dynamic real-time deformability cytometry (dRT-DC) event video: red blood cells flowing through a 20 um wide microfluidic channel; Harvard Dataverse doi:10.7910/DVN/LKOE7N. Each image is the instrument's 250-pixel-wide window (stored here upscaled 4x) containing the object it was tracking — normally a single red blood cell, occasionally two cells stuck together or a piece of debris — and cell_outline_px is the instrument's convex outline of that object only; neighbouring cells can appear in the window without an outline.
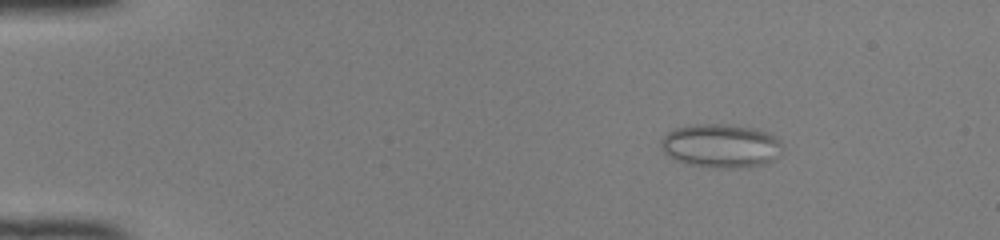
{"species": "common noctule bat (a hibernating species)", "species_latin": "Nyctalus noctula", "temperature_condition": "room temperature", "stored_images_in_passage": 50, "camera_frame_rate_fps": 3000, "um_per_image_px": 0.085, "animal": {"sex": "female", "body_mass_g": 22.0, "forearm_length_mm": 56.7}, "frame": {"image": 1, "passage_image": 8, "time_ms": 2.333, "image_size_px": [1000, 240], "cell_outline_px": [[780, 156], [764, 164], [736, 168], [716, 168], [688, 164], [676, 160], [668, 156], [664, 152], [660, 144], [660, 140], [668, 132], [676, 128], [696, 124], [724, 124], [760, 128], [776, 136], [780, 140]], "centroid_in_image_um": [61.29, 12.39], "position_along_channel_um": 23.7, "area_um2": 31.15}}
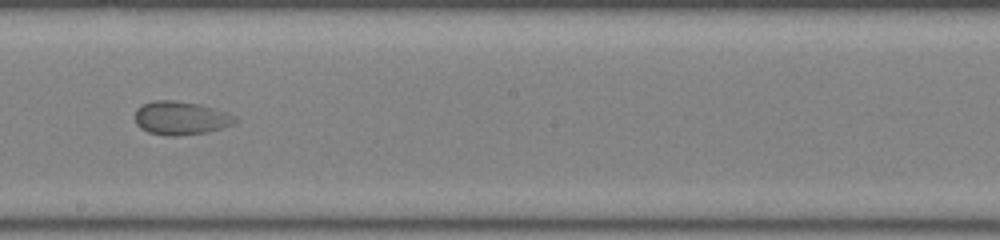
{"frame": {"image": 2, "passage_image": 30, "time_ms": 9.667, "image_size_px": [1000, 240], "cell_outline_px": [[240, 120], [236, 124], [208, 132], [176, 136], [168, 136], [148, 132], [140, 128], [136, 124], [136, 108], [144, 104], [156, 100], [172, 100], [200, 104], [228, 112], [236, 116]], "centroid_in_image_um": [15.43, 10.04], "position_along_channel_um": 232.8, "area_um2": 19.77}}
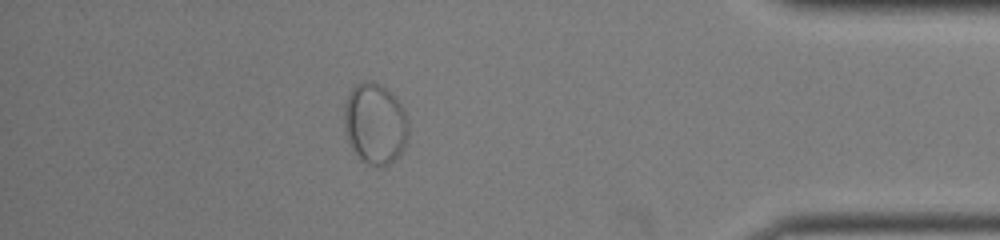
{"frame": {"image": 3, "passage_image": 45, "time_ms": 14.667, "image_size_px": [1000, 240], "cell_outline_px": [[408, 144], [388, 164], [364, 164], [356, 156], [348, 140], [344, 128], [344, 104], [348, 92], [356, 84], [364, 80], [372, 80], [384, 88], [400, 104], [404, 112], [408, 124]], "centroid_in_image_um": [31.84, 10.5], "position_along_channel_um": 403.4, "area_um2": 30.17}}